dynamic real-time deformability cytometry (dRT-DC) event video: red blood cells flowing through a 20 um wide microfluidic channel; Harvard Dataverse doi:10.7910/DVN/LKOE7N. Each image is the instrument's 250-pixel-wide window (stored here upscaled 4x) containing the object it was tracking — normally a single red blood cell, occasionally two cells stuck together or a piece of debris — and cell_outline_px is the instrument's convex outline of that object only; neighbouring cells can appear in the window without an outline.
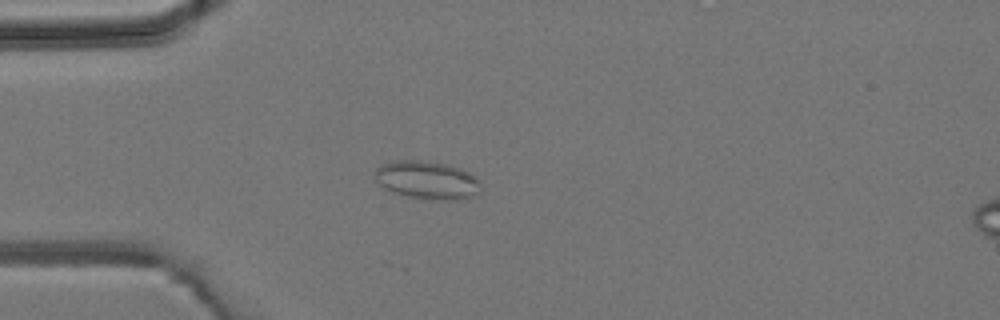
{"species": "common noctule bat (a hibernating species)", "species_latin": "Nyctalus noctula", "temperature_condition": "room temperature", "stored_images_in_passage": 4, "camera_frame_rate_fps": 3000, "um_per_image_px": 0.085, "animal": {"sex": "male", "body_mass_g": 19.2, "forearm_length_mm": 51.8}, "frame": {"image": 1, "passage_image": 4, "time_ms": 3.333, "image_size_px": [1000, 320], "cell_outline_px": [[480, 188], [472, 196], [456, 200], [428, 200], [408, 196], [392, 192], [384, 188], [376, 180], [376, 168], [380, 164], [396, 160], [420, 160], [444, 164], [460, 168], [468, 172], [480, 180]], "centroid_in_image_um": [36.28, 15.31], "position_along_channel_um": 48.7, "area_um2": 23.47}}